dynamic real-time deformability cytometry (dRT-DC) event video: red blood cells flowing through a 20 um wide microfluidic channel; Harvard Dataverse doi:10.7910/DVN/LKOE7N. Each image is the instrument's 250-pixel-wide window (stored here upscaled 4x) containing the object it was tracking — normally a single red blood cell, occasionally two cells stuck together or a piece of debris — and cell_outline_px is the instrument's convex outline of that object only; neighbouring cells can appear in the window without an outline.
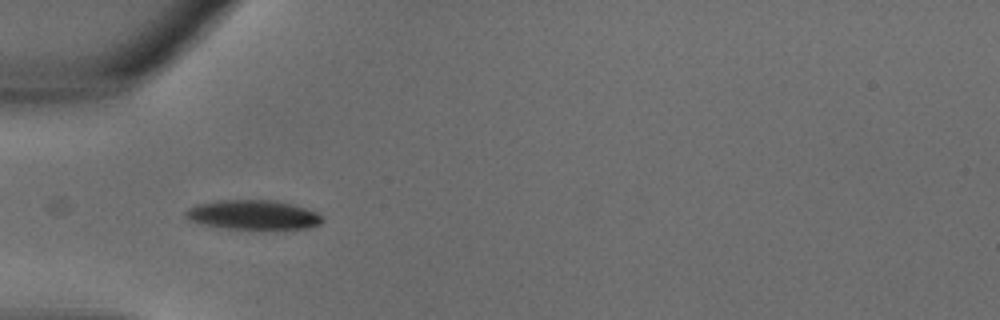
{"species": "common noctule bat (a hibernating species)", "species_latin": "Nyctalus noctula", "temperature_condition": "warm", "stored_images_in_passage": 32, "camera_frame_rate_fps": 3000, "um_per_image_px": 0.085, "animal": {"sex": "male", "body_mass_g": 18.8}, "frame": {"image": 1, "passage_image": 9, "time_ms": 2.667, "image_size_px": [1000, 320], "cell_outline_px": [[324, 220], [320, 224], [308, 228], [228, 228], [204, 224], [192, 220], [184, 212], [188, 208], [196, 204], [216, 200], [276, 200], [292, 204], [316, 212]], "centroid_in_image_um": [21.53, 18.24], "position_along_channel_um": 63.5, "area_um2": 22.95}}
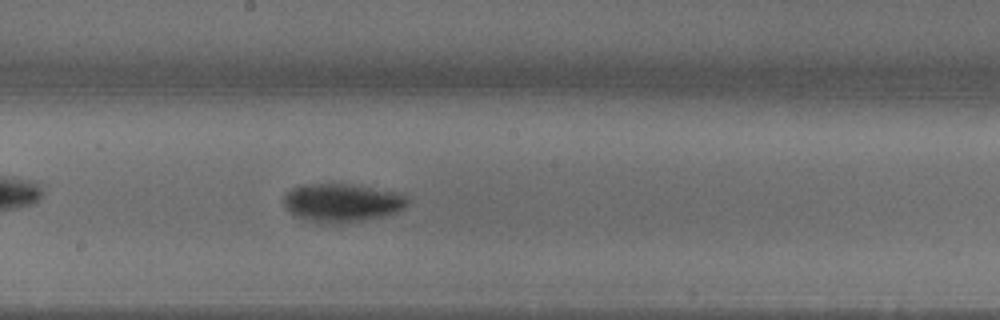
{"frame": {"image": 2, "passage_image": 17, "time_ms": 5.333, "image_size_px": [1000, 320], "cell_outline_px": [[408, 204], [404, 208], [396, 212], [384, 216], [364, 220], [328, 224], [296, 216], [284, 204], [284, 196], [292, 188], [300, 184], [352, 184], [392, 192], [404, 196], [408, 200]], "centroid_in_image_um": [29.06, 17.22], "position_along_channel_um": 219.1, "area_um2": 27.11}}
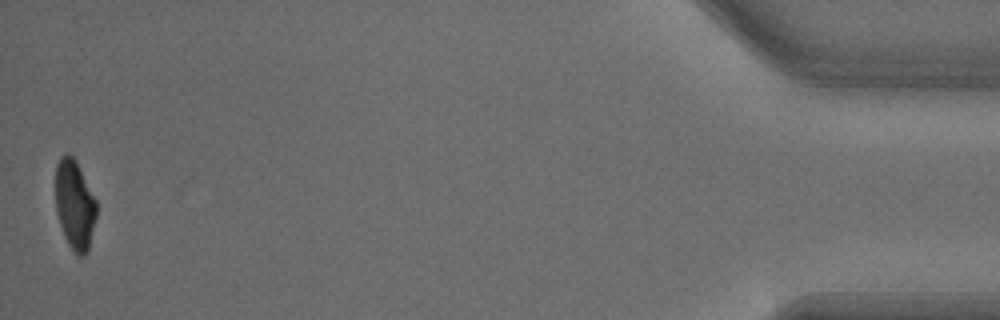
{"frame": {"image": 3, "passage_image": 32, "time_ms": 10.333, "image_size_px": [1000, 320], "cell_outline_px": [[96, 216], [88, 252], [84, 256], [76, 256], [72, 252], [64, 236], [56, 212], [56, 164], [60, 156], [68, 152], [76, 160], [96, 200]], "centroid_in_image_um": [6.34, 17.42], "position_along_channel_um": 428.9, "area_um2": 21.5}}